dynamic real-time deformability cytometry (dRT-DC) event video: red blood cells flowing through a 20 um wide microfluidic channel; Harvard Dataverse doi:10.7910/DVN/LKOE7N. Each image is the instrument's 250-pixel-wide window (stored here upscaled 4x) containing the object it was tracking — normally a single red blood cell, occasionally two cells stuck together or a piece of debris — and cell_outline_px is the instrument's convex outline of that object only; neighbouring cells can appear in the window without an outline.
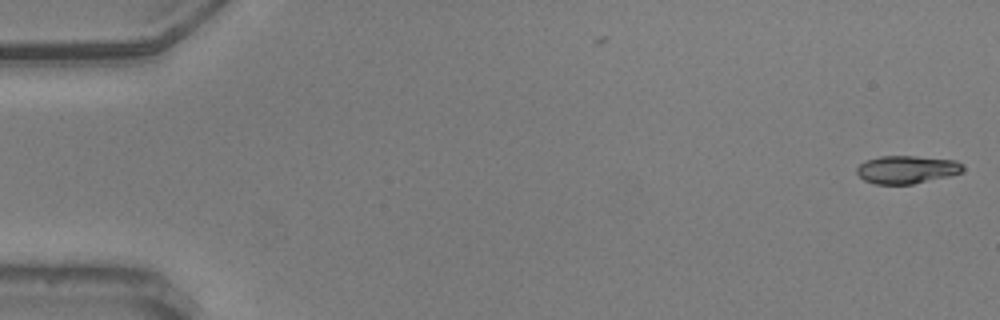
{"species": "common noctule bat (a hibernating species)", "species_latin": "Nyctalus noctula", "temperature_condition": "warm", "stored_images_in_passage": 56, "camera_frame_rate_fps": 3000, "um_per_image_px": 0.085, "animal": {"sex": "male", "body_mass_g": 20.5, "forearm_length_mm": 52.5}, "frame": {"image": 1, "passage_image": 1, "time_ms": 0.0, "image_size_px": [1000, 320], "cell_outline_px": [[964, 168], [960, 172], [948, 176], [912, 184], [876, 184], [864, 180], [856, 172], [856, 168], [860, 164], [868, 160], [880, 156], [916, 156], [956, 160]], "centroid_in_image_um": [77.05, 14.41], "position_along_channel_um": 8.0, "area_um2": 17.05}}
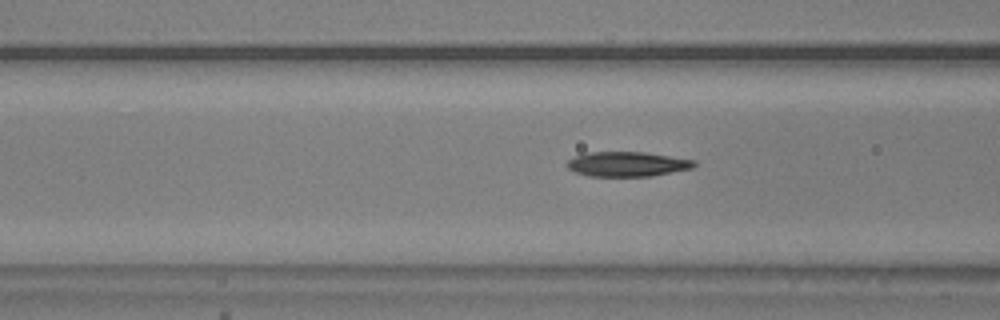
{"frame": {"image": 2, "passage_image": 22, "time_ms": 7.0, "image_size_px": [1000, 320], "cell_outline_px": [[696, 164], [692, 168], [652, 176], [588, 176], [576, 172], [568, 168], [564, 164], [568, 160], [584, 152], [644, 152], [696, 160]], "centroid_in_image_um": [53.29, 13.94], "position_along_channel_um": 113.3, "area_um2": 18.38}}
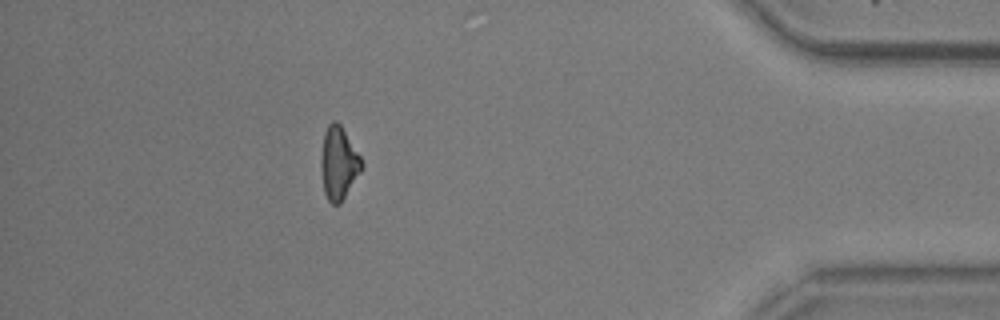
{"frame": {"image": 3, "passage_image": 50, "time_ms": 16.333, "image_size_px": [1000, 320], "cell_outline_px": [[364, 164], [360, 172], [340, 204], [332, 204], [328, 200], [324, 192], [320, 172], [320, 160], [324, 132], [328, 124], [332, 120], [336, 120], [340, 124], [360, 156]], "centroid_in_image_um": [28.76, 13.86], "position_along_channel_um": 406.4, "area_um2": 17.28}, "authors_computed_cell_mechanics": {"area_um2": 17.8602, "velocity_mm_per_s": 3.6339, "shape_relaxation_time_tau1_ms": 7.6961, "shape_relaxation_time_tau2_ms": 5.1142, "deformation_change_tau1": 0.2171, "deformation_change_tau2": 0.1403}}